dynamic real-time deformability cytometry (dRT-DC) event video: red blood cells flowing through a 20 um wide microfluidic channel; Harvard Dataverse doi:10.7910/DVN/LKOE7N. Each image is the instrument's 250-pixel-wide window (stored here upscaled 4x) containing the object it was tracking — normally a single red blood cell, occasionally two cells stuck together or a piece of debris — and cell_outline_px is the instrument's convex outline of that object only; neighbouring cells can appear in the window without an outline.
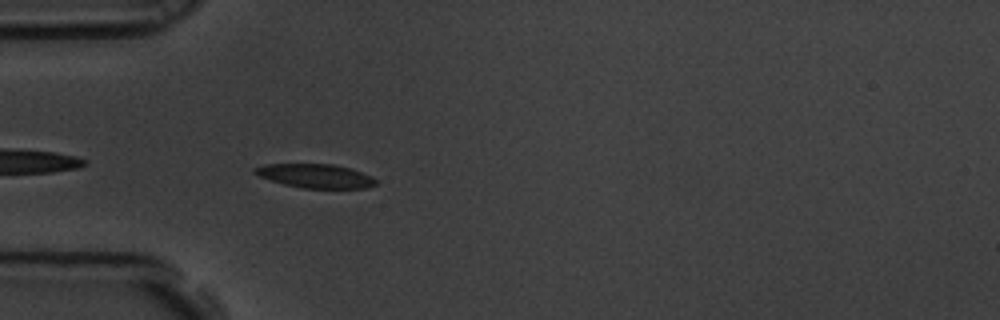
{"species": "common noctule bat (a hibernating species)", "species_latin": "Nyctalus noctula", "temperature_condition": "room temperature", "stored_images_in_passage": 34, "camera_frame_rate_fps": 3000, "um_per_image_px": 0.085, "animal": {"sex": "male", "body_mass_g": 19.5, "forearm_length_mm": 54.6}, "frame": {"image": 1, "passage_image": 1, "time_ms": 0.0, "image_size_px": [1000, 320], "cell_outline_px": [[376, 184], [364, 188], [300, 188], [284, 184], [260, 176], [252, 172], [252, 168], [264, 164], [332, 164], [348, 168], [372, 176], [376, 180]], "centroid_in_image_um": [26.77, 14.95], "position_along_channel_um": 58.2, "area_um2": 16.7}}
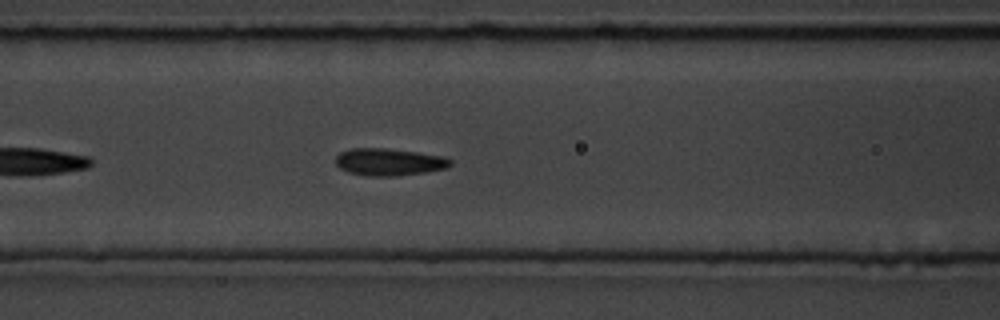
{"frame": {"image": 2, "passage_image": 8, "time_ms": 2.333, "image_size_px": [1000, 320], "cell_outline_px": [[452, 164], [448, 168], [428, 172], [396, 176], [368, 176], [348, 172], [340, 168], [336, 164], [336, 156], [340, 152], [352, 148], [384, 148], [416, 152], [440, 156], [452, 160]], "centroid_in_image_um": [33.07, 13.78], "position_along_channel_um": 133.5, "area_um2": 18.21}}
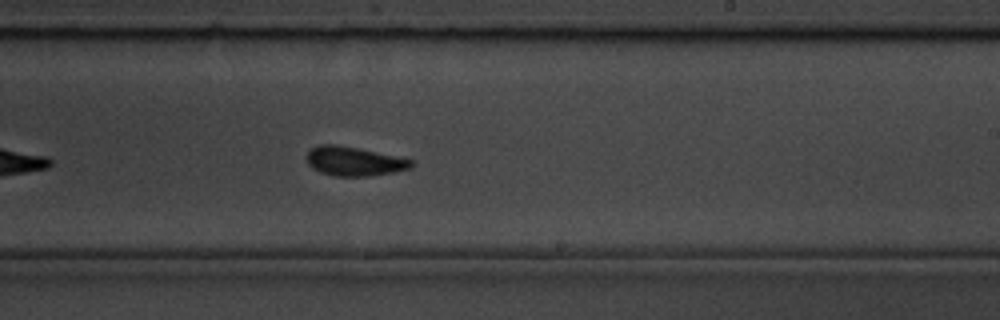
{"frame": {"image": 3, "passage_image": 19, "time_ms": 6.0, "image_size_px": [1000, 320], "cell_outline_px": [[412, 168], [392, 172], [368, 176], [336, 176], [320, 172], [312, 168], [308, 164], [304, 156], [312, 148], [320, 144], [336, 144], [356, 148], [412, 160]], "centroid_in_image_um": [30.02, 13.71], "position_along_channel_um": 259.0, "area_um2": 17.51}, "authors_computed_cell_mechanics": {"area_um2": 18.1781, "velocity_mm_per_s": 3.4346, "shape_relaxation_time_tau1_ms": 3.1973, "shape_relaxation_time_tau2_ms": 1.7166, "deformation_change_tau1": 0.1068, "deformation_change_tau2": 0.0781}}